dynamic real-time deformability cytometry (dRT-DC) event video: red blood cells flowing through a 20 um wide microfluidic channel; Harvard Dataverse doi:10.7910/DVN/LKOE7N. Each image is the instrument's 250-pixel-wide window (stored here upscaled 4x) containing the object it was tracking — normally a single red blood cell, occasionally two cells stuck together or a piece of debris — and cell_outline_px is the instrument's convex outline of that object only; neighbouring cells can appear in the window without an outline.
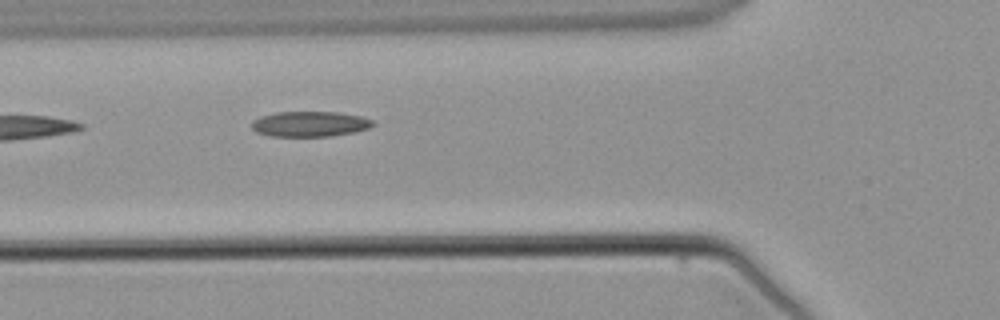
{"species": "common noctule bat (a hibernating species)", "species_latin": "Nyctalus noctula", "temperature_condition": "warm", "stored_images_in_passage": 2, "camera_frame_rate_fps": 3000, "um_per_image_px": 0.085, "animal": {"sex": "male", "body_mass_g": 21.5, "forearm_length_mm": 52.0}, "frame": {"image": 1, "passage_image": 2, "time_ms": 1.0, "image_size_px": [1000, 320], "cell_outline_px": [[376, 124], [368, 128], [352, 132], [328, 136], [272, 136], [256, 132], [252, 128], [252, 120], [260, 116], [276, 112], [336, 112], [360, 116], [372, 120]], "centroid_in_image_um": [26.3, 10.53], "position_along_channel_um": 99.5, "area_um2": 17.74}}